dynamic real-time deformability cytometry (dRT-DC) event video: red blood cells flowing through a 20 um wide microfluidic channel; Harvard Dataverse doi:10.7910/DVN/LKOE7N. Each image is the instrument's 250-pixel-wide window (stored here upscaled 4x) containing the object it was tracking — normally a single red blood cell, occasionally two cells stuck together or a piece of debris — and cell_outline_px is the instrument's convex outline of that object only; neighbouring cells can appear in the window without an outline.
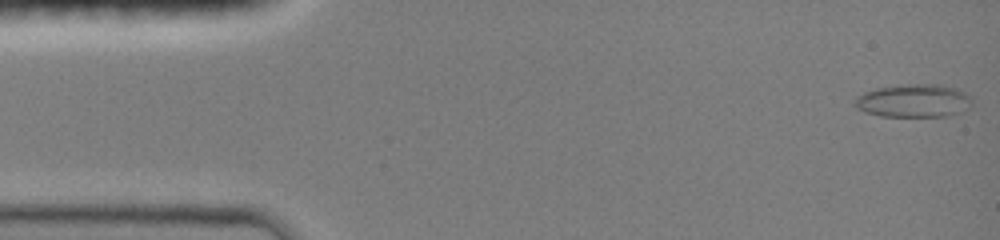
{"species": "common noctule bat (a hibernating species)", "species_latin": "Nyctalus noctula", "temperature_condition": "room temperature", "stored_images_in_passage": 47, "camera_frame_rate_fps": 3000, "um_per_image_px": 0.085, "animal": {"sex": "female", "body_mass_g": 19.0, "forearm_length_mm": 51.5}, "frame": {"image": 1, "passage_image": 1, "time_ms": 0.0, "image_size_px": [1000, 240], "cell_outline_px": [[972, 104], [968, 108], [960, 112], [948, 116], [880, 116], [864, 112], [856, 108], [852, 104], [852, 100], [856, 96], [864, 92], [876, 88], [900, 84], [940, 84], [956, 88], [972, 96]], "centroid_in_image_um": [77.63, 8.55], "position_along_channel_um": 7.4, "area_um2": 23.06}}
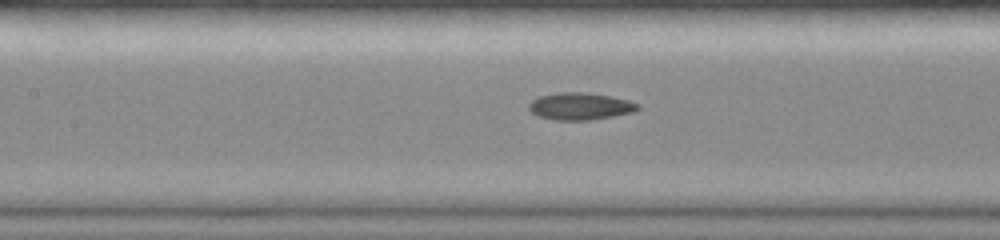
{"frame": {"image": 2, "passage_image": 21, "time_ms": 6.667, "image_size_px": [1000, 240], "cell_outline_px": [[640, 108], [632, 112], [592, 120], [556, 120], [540, 116], [532, 112], [528, 108], [528, 104], [536, 96], [556, 92], [584, 92], [612, 96], [628, 100], [640, 104]], "centroid_in_image_um": [49.3, 9.01], "position_along_channel_um": 158.1, "area_um2": 17.34}}
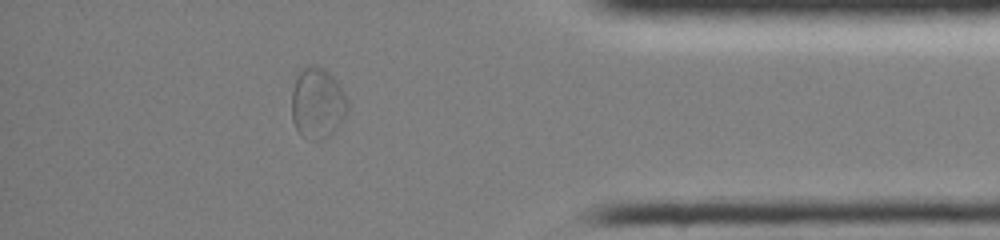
{"frame": {"image": 3, "passage_image": 41, "time_ms": 13.333, "image_size_px": [1000, 240], "cell_outline_px": [[348, 112], [344, 120], [328, 136], [320, 140], [308, 140], [296, 128], [292, 120], [292, 92], [296, 80], [300, 72], [308, 64], [312, 64], [324, 68], [332, 76], [344, 92], [348, 100]], "centroid_in_image_um": [27.0, 8.78], "position_along_channel_um": 408.2, "area_um2": 23.06}, "authors_computed_cell_mechanics": {"area_um2": 17.4556, "velocity_mm_per_s": 4.0152, "shape_relaxation_time_tau1_ms": null, "shape_relaxation_time_tau2_ms": 4.4196, "deformation_change_tau1": null, "deformation_change_tau2": 0.0654}}